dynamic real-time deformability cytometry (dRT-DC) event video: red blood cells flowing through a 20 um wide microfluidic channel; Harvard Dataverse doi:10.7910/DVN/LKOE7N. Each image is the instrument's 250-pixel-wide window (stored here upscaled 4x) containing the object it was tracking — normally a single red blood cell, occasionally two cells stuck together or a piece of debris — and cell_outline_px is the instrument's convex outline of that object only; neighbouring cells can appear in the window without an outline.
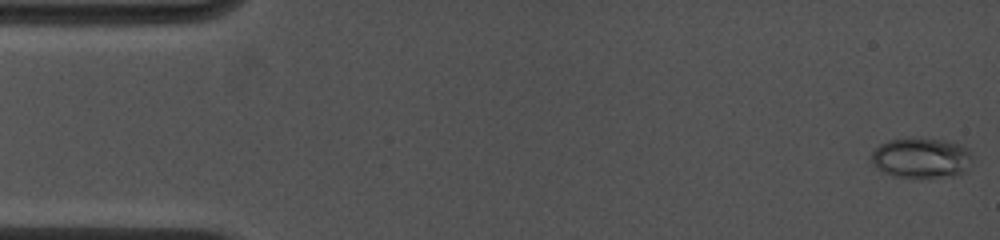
{"species": "common noctule bat (a hibernating species)", "species_latin": "Nyctalus noctula", "temperature_condition": "cold", "stored_images_in_passage": 31, "camera_frame_rate_fps": 4500, "um_per_image_px": 0.085, "animal": {"sex": "female", "body_mass_g": 19.0, "forearm_length_mm": 53.3}, "frame": {"image": 1, "passage_image": 1, "time_ms": 0.0, "image_size_px": [1000, 240], "cell_outline_px": [[972, 156], [964, 172], [952, 176], [892, 176], [876, 168], [872, 164], [872, 152], [880, 144], [888, 140], [944, 140], [968, 148]], "centroid_in_image_um": [78.28, 13.44], "position_along_channel_um": 6.7, "area_um2": 22.77}}
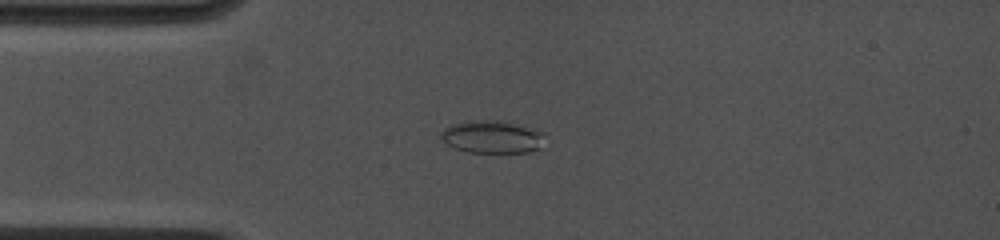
{"frame": {"image": 2, "passage_image": 16, "time_ms": 3.778, "image_size_px": [1000, 240], "cell_outline_px": [[540, 132], [536, 148], [528, 152], [468, 152], [456, 148], [448, 144], [440, 136], [440, 132], [444, 128], [452, 124], [480, 120], [500, 120], [536, 128]], "centroid_in_image_um": [41.74, 11.61], "position_along_channel_um": 43.3, "area_um2": 19.07}}
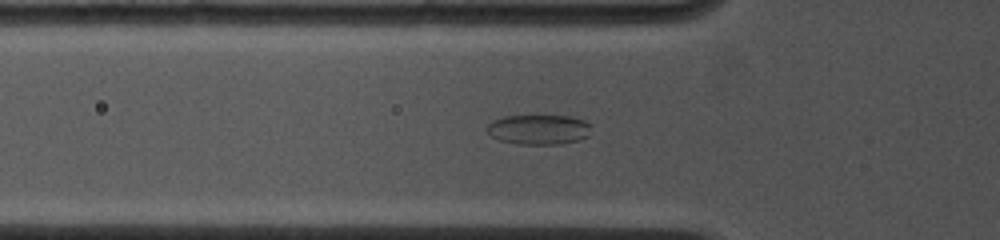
{"frame": {"image": 3, "passage_image": 26, "time_ms": 5.111, "image_size_px": [1000, 240], "cell_outline_px": [[592, 124], [588, 136], [580, 140], [560, 144], [516, 144], [500, 140], [492, 136], [484, 128], [492, 120], [504, 116], [572, 116], [584, 120]], "centroid_in_image_um": [45.8, 11.01], "position_along_channel_um": 80.0, "area_um2": 18.38}}